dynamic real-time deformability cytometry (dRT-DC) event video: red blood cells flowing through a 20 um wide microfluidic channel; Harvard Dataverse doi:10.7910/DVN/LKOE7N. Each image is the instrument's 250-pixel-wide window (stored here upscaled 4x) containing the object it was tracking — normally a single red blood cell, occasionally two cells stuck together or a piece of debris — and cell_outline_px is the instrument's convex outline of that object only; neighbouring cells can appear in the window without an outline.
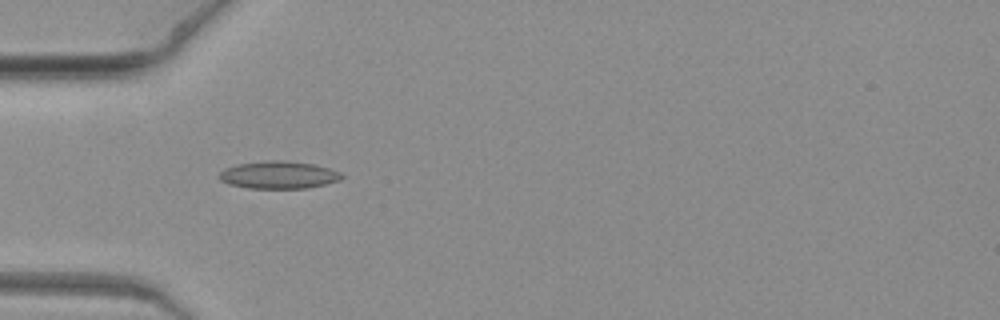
{"species": "common noctule bat (a hibernating species)", "species_latin": "Nyctalus noctula", "temperature_condition": "warm", "stored_images_in_passage": 5, "camera_frame_rate_fps": 3000, "um_per_image_px": 0.085, "animal": {"sex": "female", "body_mass_g": 19.3, "forearm_length_mm": 54.1}, "frame": {"image": 1, "passage_image": 1, "time_ms": 0.0, "image_size_px": [1000, 320], "cell_outline_px": [[344, 176], [340, 180], [308, 188], [248, 188], [228, 184], [220, 180], [220, 172], [236, 164], [268, 160], [284, 160], [312, 164], [328, 168], [340, 172]], "centroid_in_image_um": [23.69, 14.87], "position_along_channel_um": 61.3, "area_um2": 19.48}}
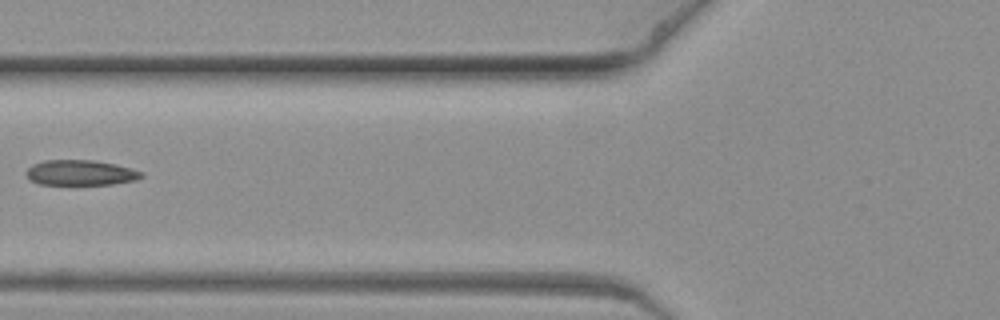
{"frame": {"image": 2, "passage_image": 3, "time_ms": 0.667, "image_size_px": [1000, 320], "cell_outline_px": [[144, 176], [136, 180], [112, 184], [40, 184], [28, 180], [24, 172], [32, 164], [44, 160], [96, 160], [116, 164], [144, 172]], "centroid_in_image_um": [6.83, 14.67], "position_along_channel_um": 119.0, "area_um2": 17.17}}
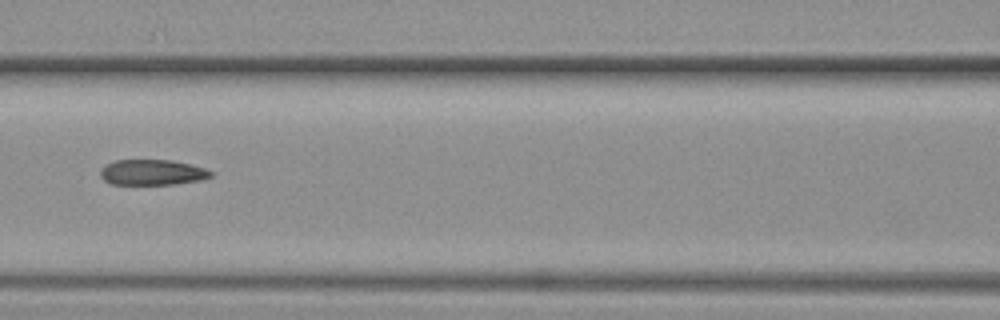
{"frame": {"image": 3, "passage_image": 4, "time_ms": 1.0, "image_size_px": [1000, 320], "cell_outline_px": [[212, 176], [204, 180], [176, 184], [112, 184], [104, 180], [100, 176], [100, 172], [108, 164], [116, 160], [172, 160], [204, 168], [212, 172]], "centroid_in_image_um": [12.98, 14.66], "position_along_channel_um": 153.6, "area_um2": 16.3}}